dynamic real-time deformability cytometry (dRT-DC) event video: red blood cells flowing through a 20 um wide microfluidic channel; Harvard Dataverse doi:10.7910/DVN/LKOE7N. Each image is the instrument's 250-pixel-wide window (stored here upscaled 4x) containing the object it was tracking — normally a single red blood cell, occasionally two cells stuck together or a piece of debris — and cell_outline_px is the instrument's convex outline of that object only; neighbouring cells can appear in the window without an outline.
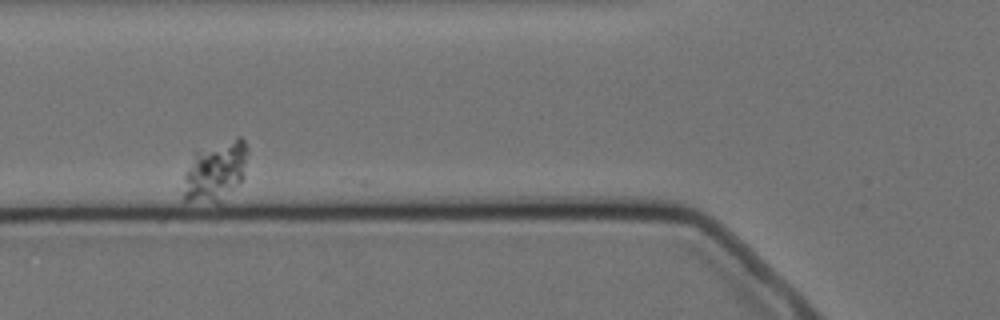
{"species": "Egyptian fruit bat (a non-hibernating species)", "species_latin": "Rousettus aegyptiacus", "temperature_condition": "cold", "stored_images_in_passage": 8, "camera_frame_rate_fps": 3000, "um_per_image_px": 0.085, "animal": {"sex": "female"}, "frame": {"image": 1, "passage_image": 3, "time_ms": 2.333, "image_size_px": [1000, 320], "cell_outline_px": [[248, 152], [244, 176], [240, 184], [220, 204], [216, 204], [184, 200], [184, 172], [192, 152], [236, 136], [240, 136], [244, 140], [248, 148]], "centroid_in_image_um": [18.32, 14.55], "position_along_channel_um": 107.5, "area_um2": 23.35}}
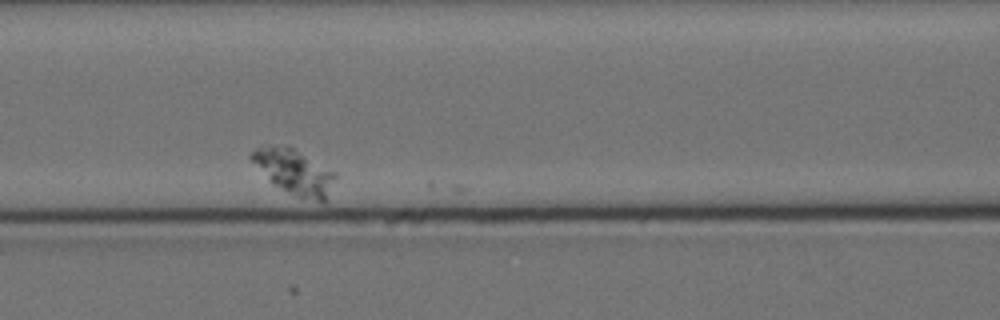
{"frame": {"image": 2, "passage_image": 4, "time_ms": 3.667, "image_size_px": [1000, 320], "cell_outline_px": [[336, 176], [324, 204], [296, 196], [272, 184], [248, 156], [256, 148], [264, 144], [288, 144], [336, 172]], "centroid_in_image_um": [25.01, 14.57], "position_along_channel_um": 141.6, "area_um2": 22.37}}
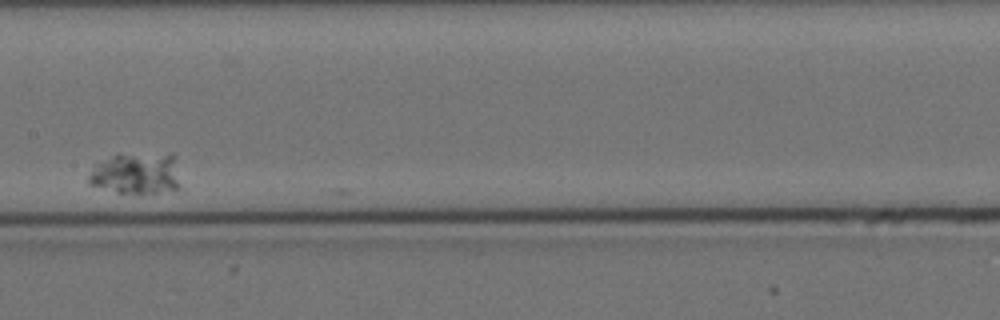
{"frame": {"image": 3, "passage_image": 5, "time_ms": 5.667, "image_size_px": [1000, 320], "cell_outline_px": [[180, 188], [156, 192], [116, 192], [88, 184], [88, 176], [92, 168], [96, 164], [120, 152], [172, 152], [176, 156], [180, 184]], "centroid_in_image_um": [11.63, 14.67], "position_along_channel_um": 195.8, "area_um2": 22.83}}